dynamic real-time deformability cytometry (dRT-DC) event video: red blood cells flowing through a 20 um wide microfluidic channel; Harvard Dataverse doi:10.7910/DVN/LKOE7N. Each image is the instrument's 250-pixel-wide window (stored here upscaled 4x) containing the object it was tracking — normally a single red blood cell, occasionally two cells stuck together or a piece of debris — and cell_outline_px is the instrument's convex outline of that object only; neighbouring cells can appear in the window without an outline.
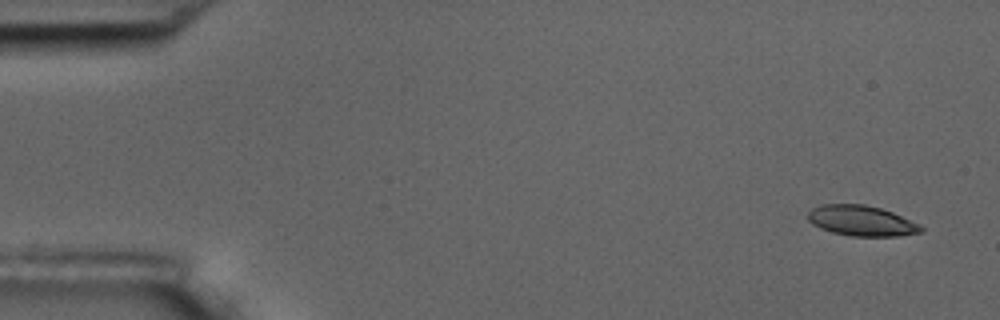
{"species": "common noctule bat (a hibernating species)", "species_latin": "Nyctalus noctula", "temperature_condition": "room temperature", "stored_images_in_passage": 4, "camera_frame_rate_fps": 3000, "um_per_image_px": 0.085, "animal": {"sex": "male", "body_mass_g": 17.5, "forearm_length_mm": 52.3}, "frame": {"image": 1, "passage_image": 1, "time_ms": 0.0, "image_size_px": [1000, 320], "cell_outline_px": [[924, 232], [900, 236], [848, 236], [832, 232], [820, 228], [812, 224], [808, 220], [808, 212], [812, 208], [820, 204], [864, 204], [880, 208], [892, 212], [920, 224], [924, 228]], "centroid_in_image_um": [73.23, 18.77], "position_along_channel_um": 11.8, "area_um2": 20.23}}
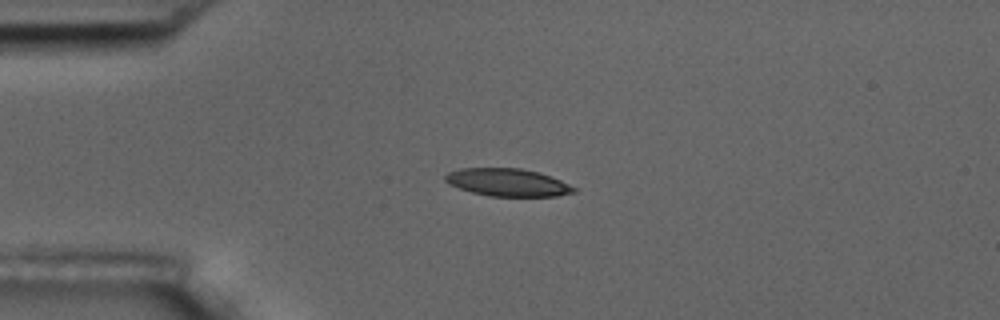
{"frame": {"image": 2, "passage_image": 4, "time_ms": 3.667, "image_size_px": [1000, 320], "cell_outline_px": [[576, 192], [556, 196], [488, 196], [472, 192], [448, 184], [444, 180], [444, 176], [448, 172], [460, 168], [520, 168], [540, 172], [560, 180], [576, 188]], "centroid_in_image_um": [43.13, 15.5], "position_along_channel_um": 41.9, "area_um2": 20.75}}